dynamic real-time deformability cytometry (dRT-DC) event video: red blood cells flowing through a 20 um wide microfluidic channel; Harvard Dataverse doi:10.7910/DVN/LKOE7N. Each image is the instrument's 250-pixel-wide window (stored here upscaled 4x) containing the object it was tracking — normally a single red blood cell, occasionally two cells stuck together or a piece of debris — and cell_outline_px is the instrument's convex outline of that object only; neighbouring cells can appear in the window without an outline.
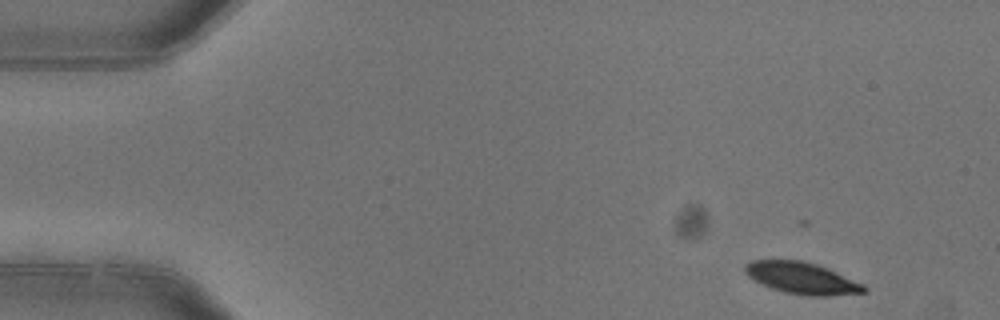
{"species": "common noctule bat (a hibernating species)", "species_latin": "Nyctalus noctula", "temperature_condition": "warm", "stored_images_in_passage": 4, "camera_frame_rate_fps": 3000, "um_per_image_px": 0.085, "animal": {"sex": "female"}, "frame": {"image": 1, "passage_image": 1, "time_ms": 0.0, "image_size_px": [1000, 320], "cell_outline_px": [[868, 292], [832, 296], [804, 296], [784, 292], [772, 288], [748, 276], [744, 272], [744, 264], [752, 260], [804, 260], [828, 268], [864, 284], [868, 288]], "centroid_in_image_um": [68.2, 23.64], "position_along_channel_um": 16.8, "area_um2": 22.14}}